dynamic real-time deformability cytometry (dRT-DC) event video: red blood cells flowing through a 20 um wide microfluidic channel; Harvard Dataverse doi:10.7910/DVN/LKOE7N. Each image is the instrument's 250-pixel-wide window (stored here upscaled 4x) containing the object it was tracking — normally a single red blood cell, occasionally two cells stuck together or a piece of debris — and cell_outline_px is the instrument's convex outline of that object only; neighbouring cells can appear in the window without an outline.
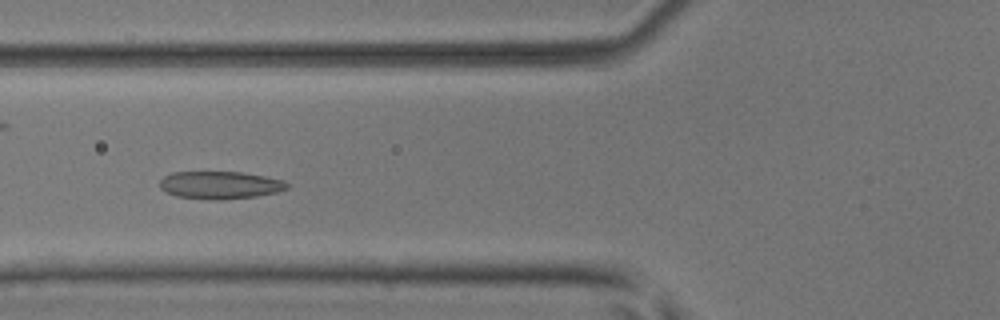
{"species": "common noctule bat (a hibernating species)", "species_latin": "Nyctalus noctula", "temperature_condition": "room temperature", "stored_images_in_passage": 6, "camera_frame_rate_fps": 3000, "um_per_image_px": 0.085, "animal": {"sex": "male", "body_mass_g": 17.9, "forearm_length_mm": 54.2}, "frame": {"image": 1, "passage_image": 6, "time_ms": 1.667, "image_size_px": [1000, 320], "cell_outline_px": [[288, 188], [276, 192], [256, 196], [220, 200], [208, 200], [176, 196], [160, 188], [160, 180], [164, 176], [172, 172], [240, 172], [264, 176], [284, 180], [288, 184]], "centroid_in_image_um": [18.69, 15.73], "position_along_channel_um": 107.1, "area_um2": 20.46}}